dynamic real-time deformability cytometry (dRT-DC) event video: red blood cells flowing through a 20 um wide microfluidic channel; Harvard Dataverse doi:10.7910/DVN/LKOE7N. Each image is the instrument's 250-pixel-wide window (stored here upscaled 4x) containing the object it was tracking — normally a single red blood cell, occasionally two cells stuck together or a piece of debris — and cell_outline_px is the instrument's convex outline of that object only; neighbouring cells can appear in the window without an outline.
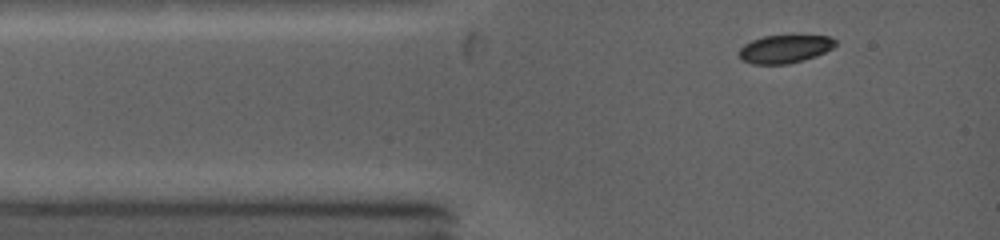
{"species": "common noctule bat (a hibernating species)", "species_latin": "Nyctalus noctula", "temperature_condition": "warm", "stored_images_in_passage": 26, "camera_frame_rate_fps": 5000, "um_per_image_px": 0.085, "animal": {"sex": "female", "body_mass_g": 19.0, "forearm_length_mm": 53.3}, "frame": {"image": 1, "passage_image": 1, "time_ms": 0.0, "image_size_px": [1000, 240], "cell_outline_px": [[836, 44], [832, 48], [816, 56], [788, 64], [756, 64], [744, 60], [740, 56], [740, 48], [744, 44], [752, 40], [764, 36], [828, 36], [836, 40]], "centroid_in_image_um": [66.72, 4.16], "position_along_channel_um": 18.3, "area_um2": 15.43}}
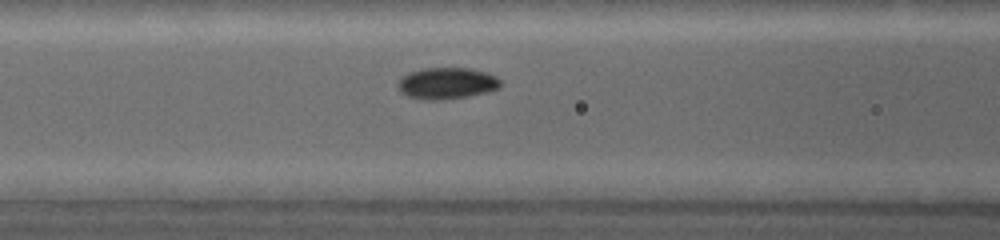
{"frame": {"image": 2, "passage_image": 9, "time_ms": 3.2, "image_size_px": [1000, 240], "cell_outline_px": [[500, 84], [496, 88], [484, 92], [464, 96], [408, 96], [400, 88], [400, 80], [404, 76], [412, 72], [424, 68], [468, 68], [484, 72], [500, 80]], "centroid_in_image_um": [38.03, 7.0], "position_along_channel_um": 128.6, "area_um2": 16.94}}
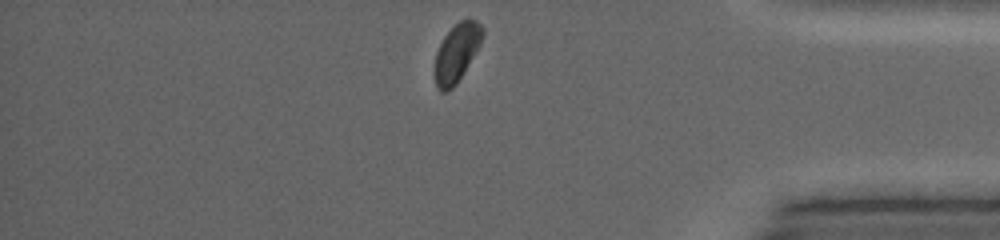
{"frame": {"image": 3, "passage_image": 26, "time_ms": 10.0, "image_size_px": [1000, 240], "cell_outline_px": [[484, 32], [480, 44], [456, 84], [452, 88], [444, 92], [440, 92], [436, 84], [436, 52], [444, 36], [460, 20], [468, 16], [476, 20], [484, 28]], "centroid_in_image_um": [38.85, 4.42], "position_along_channel_um": 396.4, "area_um2": 15.84}, "authors_computed_cell_mechanics": {"area_um2": 17.1955, "velocity_mm_per_s": 4.301, "shape_relaxation_time_tau1_ms": 2.0739, "shape_relaxation_time_tau2_ms": null, "deformation_change_tau1": 0.0746, "deformation_change_tau2": null}}